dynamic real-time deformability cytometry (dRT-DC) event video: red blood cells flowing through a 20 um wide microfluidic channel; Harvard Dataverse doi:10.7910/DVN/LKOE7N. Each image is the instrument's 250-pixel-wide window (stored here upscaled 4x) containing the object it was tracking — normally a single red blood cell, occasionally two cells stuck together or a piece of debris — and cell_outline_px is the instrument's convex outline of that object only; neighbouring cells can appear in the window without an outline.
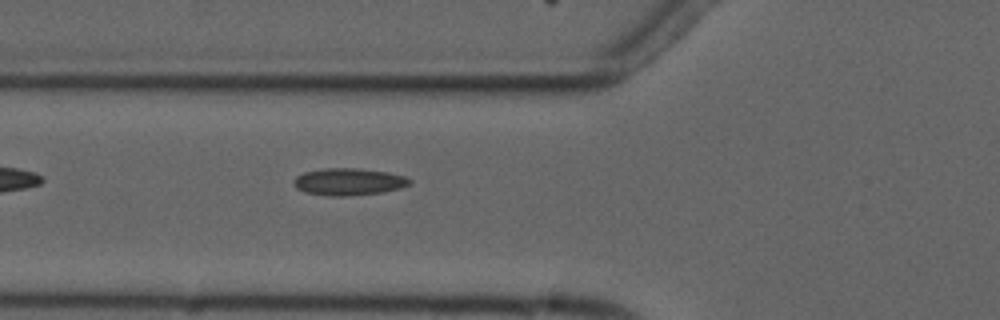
{"species": "common noctule bat (a hibernating species)", "species_latin": "Nyctalus noctula", "temperature_condition": "cold", "stored_images_in_passage": 5, "camera_frame_rate_fps": 3000, "um_per_image_px": 0.085, "animal": {"sex": "male", "forearm_length_mm": 52.5}, "frame": {"image": 1, "passage_image": 5, "time_ms": 5.333, "image_size_px": [1000, 320], "cell_outline_px": [[412, 184], [400, 188], [384, 192], [348, 196], [328, 196], [304, 192], [296, 188], [296, 176], [304, 172], [324, 168], [356, 168], [388, 172], [404, 176], [412, 180]], "centroid_in_image_um": [29.68, 15.45], "position_along_channel_um": 96.1, "area_um2": 18.32}}